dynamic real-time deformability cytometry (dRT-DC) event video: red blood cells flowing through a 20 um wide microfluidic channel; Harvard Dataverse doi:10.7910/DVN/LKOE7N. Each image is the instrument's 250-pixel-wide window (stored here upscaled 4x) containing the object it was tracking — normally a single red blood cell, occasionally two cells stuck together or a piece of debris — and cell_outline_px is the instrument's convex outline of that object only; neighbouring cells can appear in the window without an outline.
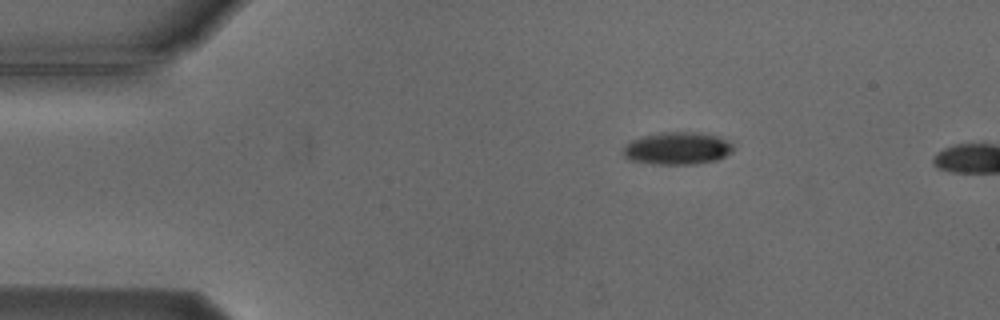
{"species": "Egyptian fruit bat (a non-hibernating species)", "species_latin": "Rousettus aegyptiacus", "temperature_condition": "cold", "stored_images_in_passage": 2, "camera_frame_rate_fps": 3000, "um_per_image_px": 0.085, "animal": {"sex": "male"}, "frame": {"image": 1, "passage_image": 1, "time_ms": 0.0, "image_size_px": [1000, 320], "cell_outline_px": [[736, 148], [732, 152], [716, 160], [696, 164], [652, 164], [628, 160], [620, 152], [624, 144], [632, 140], [644, 136], [664, 132], [700, 132], [720, 136], [728, 140]], "centroid_in_image_um": [57.57, 12.61], "position_along_channel_um": 27.4, "area_um2": 21.21}}